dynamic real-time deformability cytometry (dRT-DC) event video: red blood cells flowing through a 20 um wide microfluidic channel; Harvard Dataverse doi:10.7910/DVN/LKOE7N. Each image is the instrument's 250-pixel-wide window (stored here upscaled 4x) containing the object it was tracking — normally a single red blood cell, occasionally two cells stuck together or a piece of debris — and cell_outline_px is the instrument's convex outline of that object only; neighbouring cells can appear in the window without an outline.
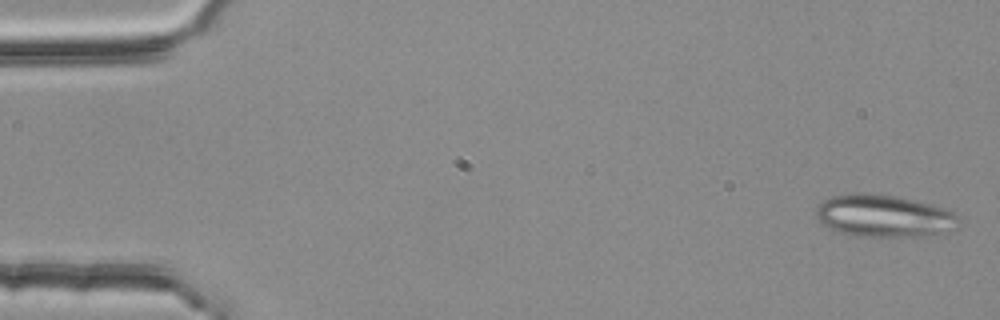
{"species": "common noctule bat (a hibernating species)", "species_latin": "Nyctalus noctula", "temperature_condition": "room temperature", "stored_images_in_passage": 53, "segment_of_instrument_passage": [1, 2], "camera_frame_rate_fps": 3000, "um_per_image_px": 0.085, "animal": {"sex": "female", "body_mass_g": 25.1}, "frame": {"image": 1, "passage_image": 1, "time_ms": 0.0, "image_size_px": [1000, 320], "cell_outline_px": [[960, 220], [956, 228], [948, 232], [936, 236], [856, 236], [832, 228], [824, 224], [816, 216], [816, 208], [824, 200], [832, 196], [852, 192], [856, 192], [892, 196], [932, 204], [948, 208], [960, 216]], "centroid_in_image_um": [75.24, 18.35], "position_along_channel_um": 9.8, "area_um2": 35.2}}